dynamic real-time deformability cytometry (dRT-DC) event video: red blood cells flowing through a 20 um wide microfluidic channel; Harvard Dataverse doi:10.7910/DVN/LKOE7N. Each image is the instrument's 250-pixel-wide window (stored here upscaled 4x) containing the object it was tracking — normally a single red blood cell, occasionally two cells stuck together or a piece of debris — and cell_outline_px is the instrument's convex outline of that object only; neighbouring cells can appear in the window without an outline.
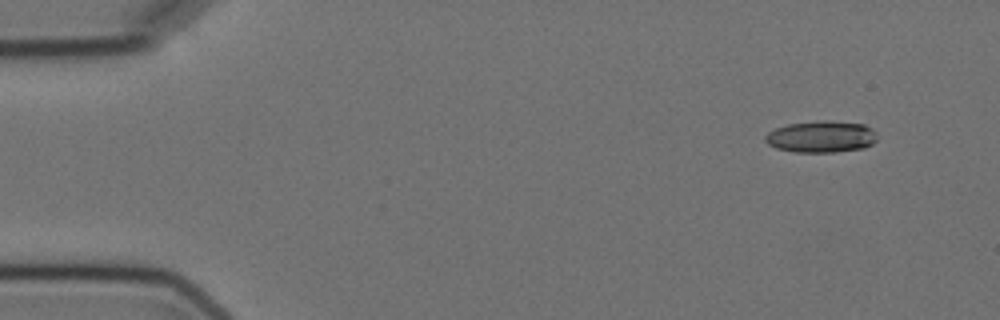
{"species": "Egyptian fruit bat (a non-hibernating species)", "species_latin": "Rousettus aegyptiacus", "temperature_condition": "cold", "stored_images_in_passage": 6, "camera_frame_rate_fps": 3000, "um_per_image_px": 0.085, "animal": {"sex": "female"}, "frame": {"image": 1, "passage_image": 1, "time_ms": 0.0, "image_size_px": [1000, 320], "cell_outline_px": [[876, 140], [872, 144], [864, 148], [836, 152], [796, 152], [776, 148], [768, 144], [764, 140], [764, 136], [768, 132], [776, 128], [788, 124], [864, 124], [872, 128], [876, 132]], "centroid_in_image_um": [69.79, 11.69], "position_along_channel_um": 15.2, "area_um2": 19.59}}
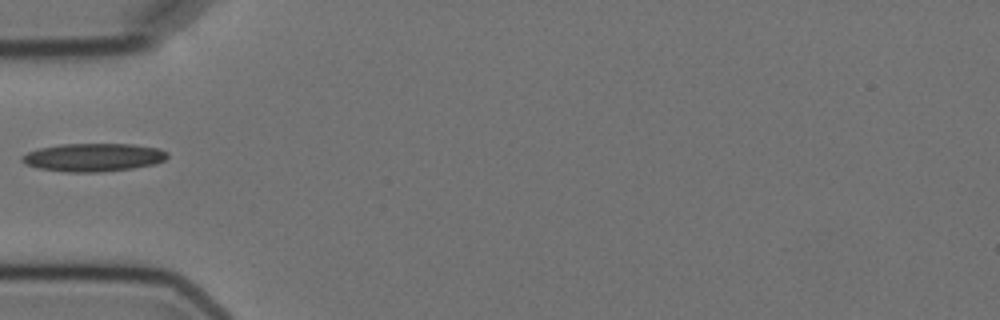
{"frame": {"image": 2, "passage_image": 5, "time_ms": 4.667, "image_size_px": [1000, 320], "cell_outline_px": [[168, 156], [164, 160], [156, 164], [132, 168], [100, 172], [68, 172], [36, 168], [24, 164], [20, 160], [20, 156], [28, 152], [40, 148], [60, 144], [132, 144], [160, 148], [168, 152]], "centroid_in_image_um": [7.92, 13.37], "position_along_channel_um": 77.1, "area_um2": 24.04}}
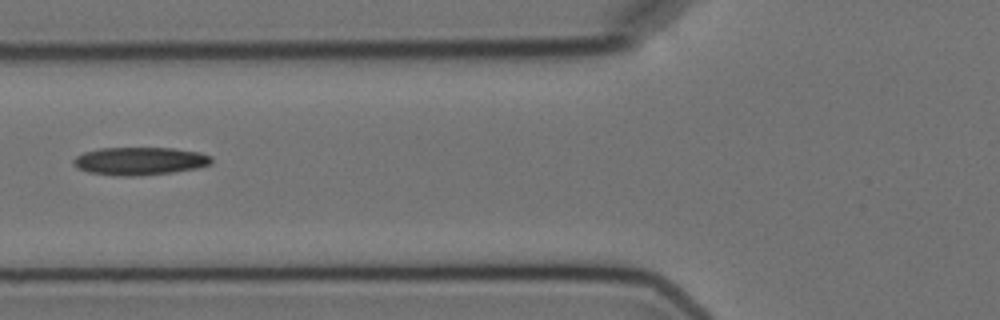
{"frame": {"image": 3, "passage_image": 6, "time_ms": 5.667, "image_size_px": [1000, 320], "cell_outline_px": [[212, 164], [196, 168], [172, 172], [140, 176], [116, 176], [88, 172], [76, 168], [72, 164], [72, 160], [76, 156], [84, 152], [100, 148], [172, 148], [200, 152], [212, 156]], "centroid_in_image_um": [11.86, 13.69], "position_along_channel_um": 113.9, "area_um2": 22.66}}